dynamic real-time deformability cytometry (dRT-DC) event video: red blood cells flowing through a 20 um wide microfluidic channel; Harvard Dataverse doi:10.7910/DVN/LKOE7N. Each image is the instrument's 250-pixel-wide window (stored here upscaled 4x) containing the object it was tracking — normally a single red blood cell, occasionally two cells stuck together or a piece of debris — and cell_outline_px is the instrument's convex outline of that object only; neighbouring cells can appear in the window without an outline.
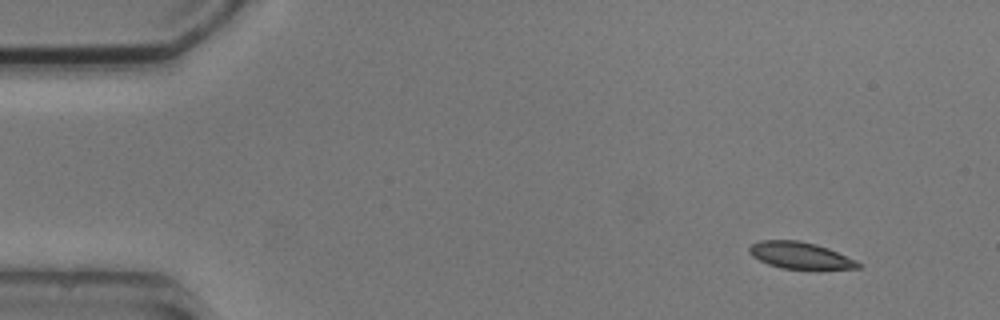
{"species": "common noctule bat (a hibernating species)", "species_latin": "Nyctalus noctula", "temperature_condition": "cold", "stored_images_in_passage": 4, "camera_frame_rate_fps": 3000, "um_per_image_px": 0.085, "animal": {"sex": "male", "body_mass_g": 20.5, "forearm_length_mm": 52.5}, "frame": {"image": 1, "passage_image": 1, "time_ms": 0.0, "image_size_px": [1000, 320], "cell_outline_px": [[864, 264], [860, 268], [780, 268], [768, 264], [752, 256], [748, 252], [748, 248], [752, 244], [760, 240], [800, 240], [816, 244], [828, 248], [856, 260]], "centroid_in_image_um": [68.0, 21.69], "position_along_channel_um": 17.0, "area_um2": 16.76}}
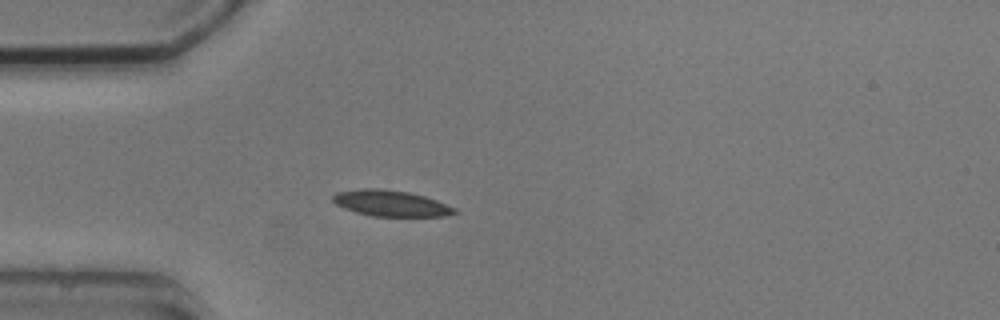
{"frame": {"image": 2, "passage_image": 4, "time_ms": 3.333, "image_size_px": [1000, 320], "cell_outline_px": [[460, 212], [444, 216], [372, 216], [356, 212], [344, 208], [336, 204], [332, 200], [332, 196], [336, 192], [360, 188], [380, 188], [408, 192], [424, 196], [436, 200], [456, 208]], "centroid_in_image_um": [33.21, 17.27], "position_along_channel_um": 51.8, "area_um2": 18.5}}